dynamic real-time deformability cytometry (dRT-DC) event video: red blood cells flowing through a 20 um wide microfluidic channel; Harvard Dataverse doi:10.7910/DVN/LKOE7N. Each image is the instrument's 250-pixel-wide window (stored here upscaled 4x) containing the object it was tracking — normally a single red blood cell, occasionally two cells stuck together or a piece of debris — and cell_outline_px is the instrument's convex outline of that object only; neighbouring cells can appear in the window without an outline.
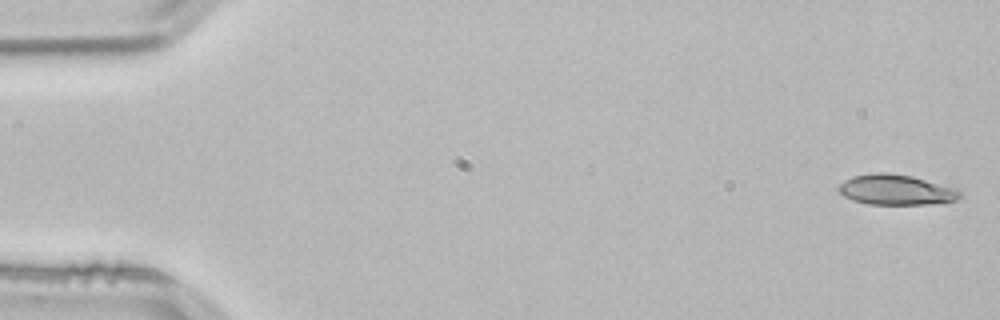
{"species": "common noctule bat (a hibernating species)", "species_latin": "Nyctalus noctula", "temperature_condition": "room temperature", "stored_images_in_passage": 14, "camera_frame_rate_fps": 3000, "um_per_image_px": 0.085, "animal": {"sex": "male", "body_mass_g": 21.5, "forearm_length_mm": 52.0}, "frame": {"image": 1, "passage_image": 1, "time_ms": 0.0, "image_size_px": [1000, 320], "cell_outline_px": [[964, 196], [956, 200], [924, 204], [868, 204], [852, 200], [844, 196], [836, 188], [844, 180], [852, 176], [876, 172], [884, 172], [912, 176], [960, 188], [964, 192]], "centroid_in_image_um": [76.22, 16.12], "position_along_channel_um": 8.8, "area_um2": 21.73}}
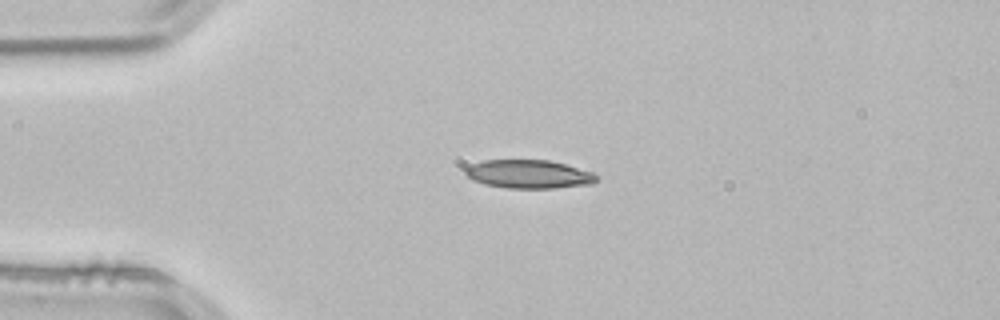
{"frame": {"image": 2, "passage_image": 12, "time_ms": 3.667, "image_size_px": [1000, 320], "cell_outline_px": [[600, 180], [592, 184], [556, 188], [508, 188], [484, 184], [472, 180], [464, 176], [464, 168], [472, 164], [484, 160], [548, 160], [564, 164], [592, 172], [600, 176]], "centroid_in_image_um": [44.94, 14.81], "position_along_channel_um": 40.1, "area_um2": 22.02}}